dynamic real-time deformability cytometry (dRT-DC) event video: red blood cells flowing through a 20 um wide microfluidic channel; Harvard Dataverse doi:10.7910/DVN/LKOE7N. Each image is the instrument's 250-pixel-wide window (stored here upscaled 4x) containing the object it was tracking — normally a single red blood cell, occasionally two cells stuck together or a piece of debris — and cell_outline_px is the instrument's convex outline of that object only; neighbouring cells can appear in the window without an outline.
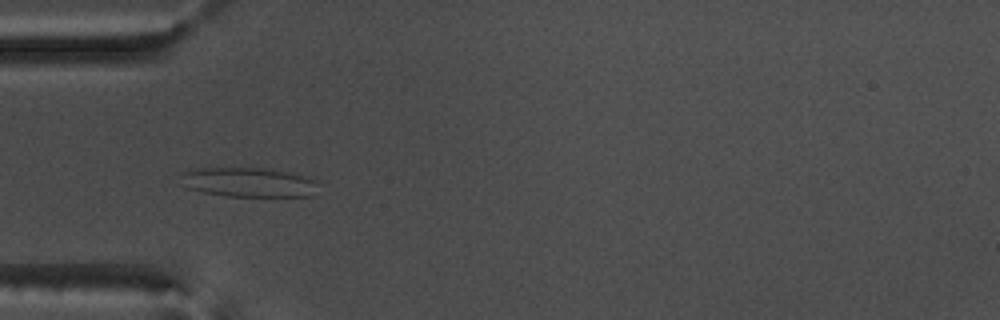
{"species": "common noctule bat (a hibernating species)", "species_latin": "Nyctalus noctula", "temperature_condition": "warm", "stored_images_in_passage": 56, "camera_frame_rate_fps": 3000, "um_per_image_px": 0.085, "animal": {"sex": "male", "body_mass_g": 17.5, "forearm_length_mm": 52.3}, "frame": {"image": 1, "passage_image": 18, "time_ms": 5.667, "image_size_px": [1000, 320], "cell_outline_px": [[316, 180], [312, 196], [224, 196], [204, 192], [188, 188], [180, 184], [184, 172], [196, 168], [264, 168], [288, 172], [304, 176]], "centroid_in_image_um": [21.08, 15.49], "position_along_channel_um": 63.9, "area_um2": 23.35}}
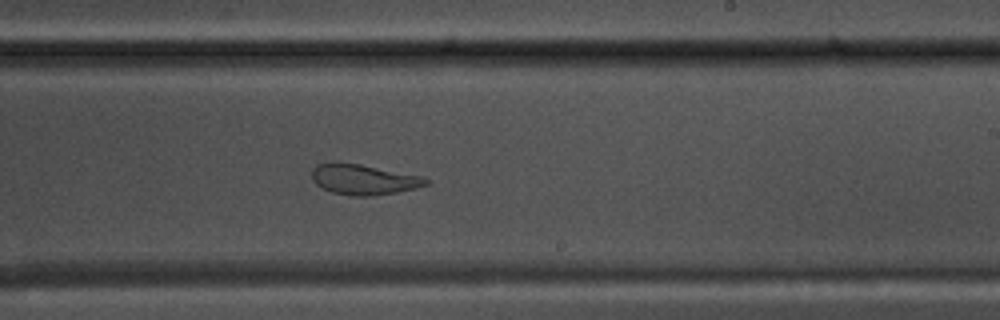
{"frame": {"image": 2, "passage_image": 34, "time_ms": 11.0, "image_size_px": [1000, 320], "cell_outline_px": [[428, 184], [396, 192], [372, 196], [352, 196], [332, 192], [316, 184], [312, 180], [312, 168], [316, 164], [332, 160], [336, 160], [360, 164], [420, 176], [428, 180]], "centroid_in_image_um": [30.8, 15.22], "position_along_channel_um": 258.2, "area_um2": 20.23}}
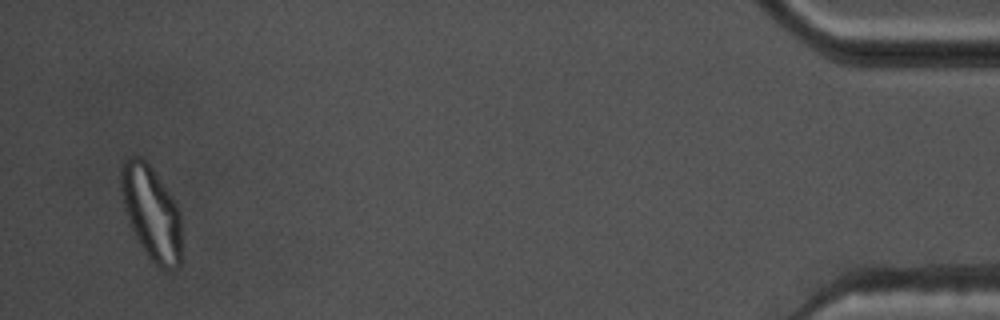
{"frame": {"image": 3, "passage_image": 54, "time_ms": 17.667, "image_size_px": [1000, 320], "cell_outline_px": [[180, 264], [176, 268], [168, 272], [160, 268], [144, 252], [136, 240], [120, 192], [120, 168], [124, 160], [132, 156], [144, 156], [172, 196], [176, 204], [180, 216]], "centroid_in_image_um": [12.85, 18.06], "position_along_channel_um": 422.3, "area_um2": 33.29}, "authors_computed_cell_mechanics": {"area_um2": 26.6169, "velocity_mm_per_s": 3.672, "shape_relaxation_time_tau1_ms": null, "shape_relaxation_time_tau2_ms": 1.2908, "deformation_change_tau1": null, "deformation_change_tau2": 0.0886}}